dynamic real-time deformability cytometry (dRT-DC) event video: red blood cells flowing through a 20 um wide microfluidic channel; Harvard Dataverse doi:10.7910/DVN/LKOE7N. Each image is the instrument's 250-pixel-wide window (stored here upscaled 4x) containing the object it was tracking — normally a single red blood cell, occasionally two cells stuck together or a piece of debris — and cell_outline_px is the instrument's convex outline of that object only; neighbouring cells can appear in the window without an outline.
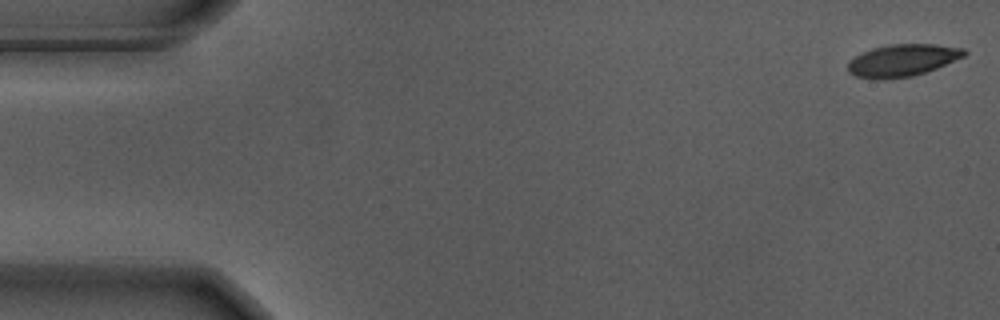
{"species": "Egyptian fruit bat (a non-hibernating species)", "species_latin": "Rousettus aegyptiacus", "temperature_condition": "warm", "stored_images_in_passage": 16, "camera_frame_rate_fps": 3000, "um_per_image_px": 0.085, "animal": {"sex": "male"}, "frame": {"image": 1, "passage_image": 1, "time_ms": 0.0, "image_size_px": [1000, 320], "cell_outline_px": [[968, 52], [964, 56], [936, 68], [912, 76], [880, 80], [876, 80], [856, 76], [848, 72], [848, 60], [872, 48], [892, 44], [936, 44], [964, 48]], "centroid_in_image_um": [76.69, 5.13], "position_along_channel_um": 8.3, "area_um2": 21.73}}
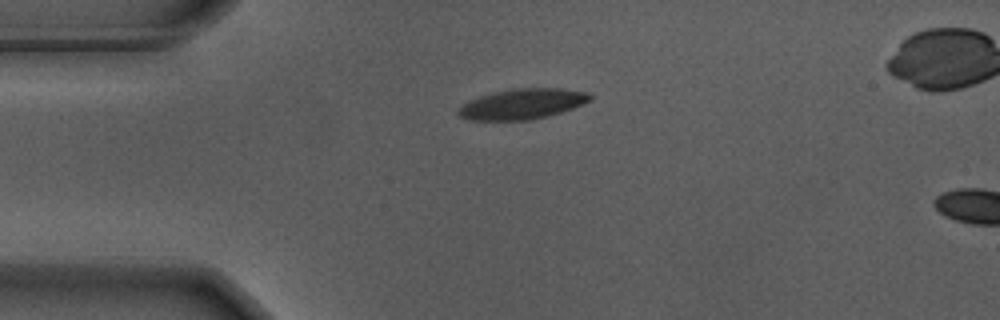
{"frame": {"image": 2, "passage_image": 13, "time_ms": 4.0, "image_size_px": [1000, 320], "cell_outline_px": [[592, 100], [572, 108], [548, 116], [528, 120], [468, 120], [460, 116], [456, 112], [468, 100], [480, 96], [496, 92], [516, 88], [560, 88], [584, 92], [592, 96]], "centroid_in_image_um": [44.38, 8.84], "position_along_channel_um": 40.6, "area_um2": 23.06}}